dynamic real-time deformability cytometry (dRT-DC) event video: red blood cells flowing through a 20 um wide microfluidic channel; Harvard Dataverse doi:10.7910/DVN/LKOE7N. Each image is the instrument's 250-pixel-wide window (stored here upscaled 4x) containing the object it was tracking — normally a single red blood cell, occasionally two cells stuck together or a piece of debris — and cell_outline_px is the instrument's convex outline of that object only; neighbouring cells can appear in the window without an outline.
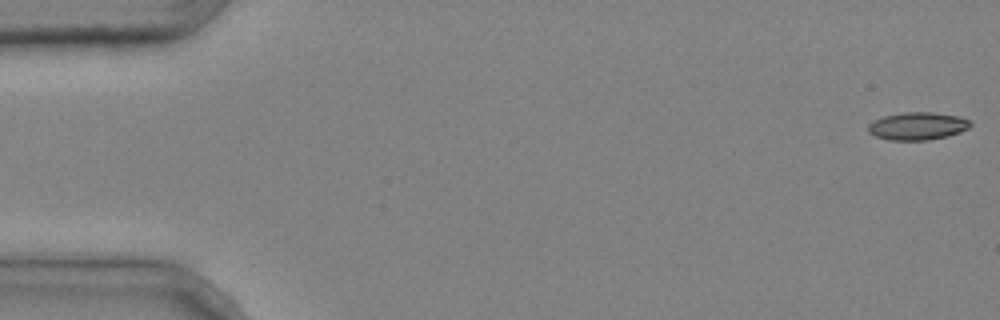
{"species": "common noctule bat (a hibernating species)", "species_latin": "Nyctalus noctula", "temperature_condition": "cold", "stored_images_in_passage": 4, "segment_of_instrument_passage": [2, 2], "camera_frame_rate_fps": 3000, "um_per_image_px": 0.085, "animal": {"sex": "male", "body_mass_g": 20.4}, "frame": {"image": 1, "passage_image": 4, "time_ms": 1.0, "image_size_px": [1000, 320], "cell_outline_px": [[972, 124], [968, 128], [960, 132], [948, 136], [928, 140], [888, 140], [876, 136], [868, 132], [868, 124], [872, 120], [884, 116], [904, 112], [932, 112], [960, 116], [968, 120]], "centroid_in_image_um": [77.98, 10.71], "position_along_channel_um": 7.0, "area_um2": 16.59}}